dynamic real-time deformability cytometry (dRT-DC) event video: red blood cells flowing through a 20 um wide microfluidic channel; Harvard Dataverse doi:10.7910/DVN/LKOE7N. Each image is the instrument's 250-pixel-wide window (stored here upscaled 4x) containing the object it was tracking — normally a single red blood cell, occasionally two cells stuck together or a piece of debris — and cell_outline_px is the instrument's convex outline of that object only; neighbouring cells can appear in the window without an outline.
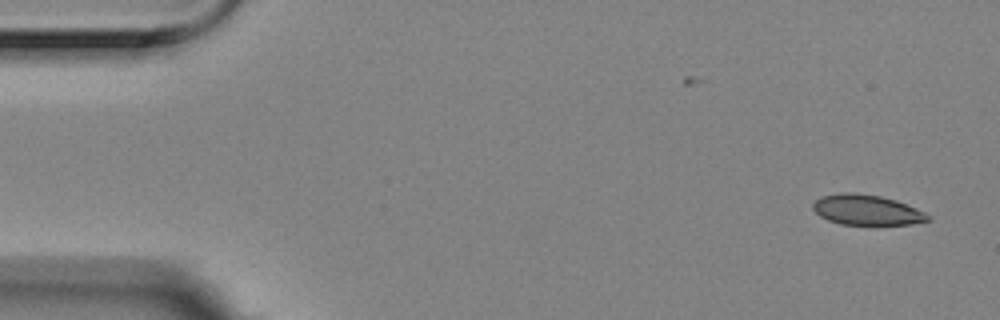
{"species": "Egyptian fruit bat (a non-hibernating species)", "species_latin": "Rousettus aegyptiacus", "temperature_condition": "room temperature", "stored_images_in_passage": 2, "camera_frame_rate_fps": 3000, "um_per_image_px": 0.085, "animal": {"sex": "female"}, "frame": {"image": 1, "passage_image": 2, "time_ms": 0.333, "image_size_px": [1000, 320], "cell_outline_px": [[932, 220], [912, 224], [840, 224], [828, 220], [820, 216], [812, 208], [812, 204], [820, 196], [840, 192], [852, 192], [880, 196], [896, 200], [916, 208], [932, 216]], "centroid_in_image_um": [73.67, 17.83], "position_along_channel_um": 11.3, "area_um2": 20.35}}